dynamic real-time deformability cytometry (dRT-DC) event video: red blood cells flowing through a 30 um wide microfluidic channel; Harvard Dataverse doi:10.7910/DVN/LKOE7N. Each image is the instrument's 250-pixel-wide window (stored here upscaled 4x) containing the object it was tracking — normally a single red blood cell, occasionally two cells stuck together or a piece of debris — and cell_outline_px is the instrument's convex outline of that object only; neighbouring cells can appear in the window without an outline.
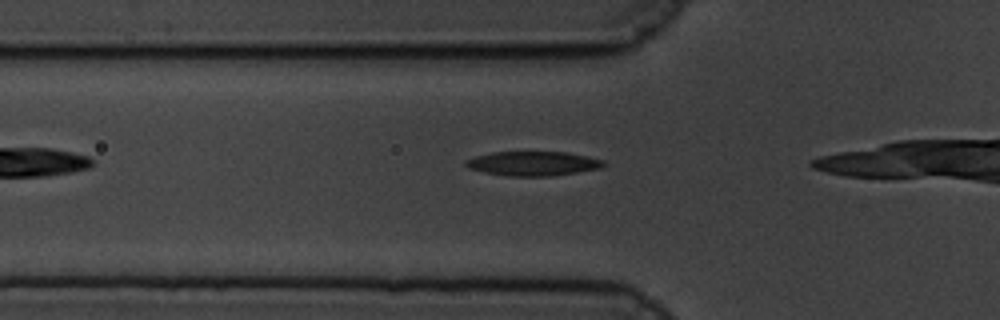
{"species": "common noctule bat (a hibernating species)", "species_latin": "Nyctalus noctula", "temperature_condition": "cold", "stored_images_in_passage": 9, "camera_frame_rate_fps": 3000, "um_per_image_px": 0.085, "animal": {"sex": "male", "body_mass_g": 19.5, "forearm_length_mm": 54.6}, "frame": {"image": 1, "passage_image": 3, "time_ms": 0.667, "image_size_px": [1000, 320], "cell_outline_px": [[604, 164], [600, 168], [576, 172], [548, 176], [508, 176], [484, 172], [468, 168], [464, 164], [464, 160], [476, 156], [492, 152], [564, 152], [604, 160]], "centroid_in_image_um": [45.24, 13.9], "position_along_channel_um": 80.6, "area_um2": 19.31}}
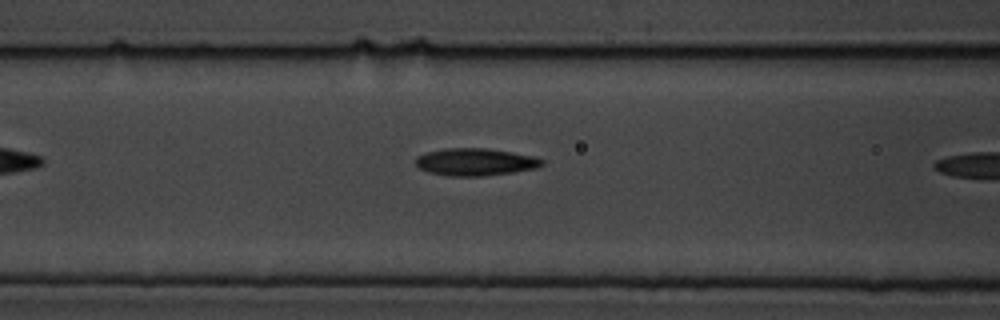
{"frame": {"image": 2, "passage_image": 7, "time_ms": 2.0, "image_size_px": [1000, 320], "cell_outline_px": [[544, 164], [536, 168], [512, 172], [484, 176], [448, 176], [428, 172], [416, 168], [416, 156], [428, 152], [444, 148], [488, 148], [536, 156], [544, 160]], "centroid_in_image_um": [40.4, 13.76], "position_along_channel_um": 126.2, "area_um2": 20.35}}